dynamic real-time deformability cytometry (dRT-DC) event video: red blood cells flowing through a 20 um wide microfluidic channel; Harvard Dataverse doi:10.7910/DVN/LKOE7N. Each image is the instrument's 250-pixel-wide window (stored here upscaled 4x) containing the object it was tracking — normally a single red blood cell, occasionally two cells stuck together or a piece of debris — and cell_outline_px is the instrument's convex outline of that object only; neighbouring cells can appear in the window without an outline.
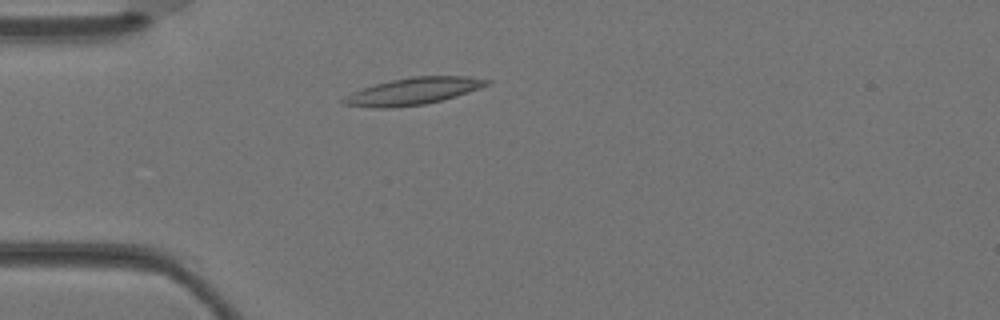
{"species": "Egyptian fruit bat (a non-hibernating species)", "species_latin": "Rousettus aegyptiacus", "temperature_condition": "warm", "stored_images_in_passage": 2, "camera_frame_rate_fps": 3000, "um_per_image_px": 0.085, "animal": {"sex": "female"}, "frame": {"image": 1, "passage_image": 2, "time_ms": 0.333, "image_size_px": [1000, 320], "cell_outline_px": [[492, 84], [456, 96], [424, 104], [388, 108], [376, 108], [344, 104], [340, 100], [344, 96], [360, 88], [392, 80], [412, 76], [468, 76], [492, 80]], "centroid_in_image_um": [35.13, 7.74], "position_along_channel_um": 49.9, "area_um2": 22.48}}